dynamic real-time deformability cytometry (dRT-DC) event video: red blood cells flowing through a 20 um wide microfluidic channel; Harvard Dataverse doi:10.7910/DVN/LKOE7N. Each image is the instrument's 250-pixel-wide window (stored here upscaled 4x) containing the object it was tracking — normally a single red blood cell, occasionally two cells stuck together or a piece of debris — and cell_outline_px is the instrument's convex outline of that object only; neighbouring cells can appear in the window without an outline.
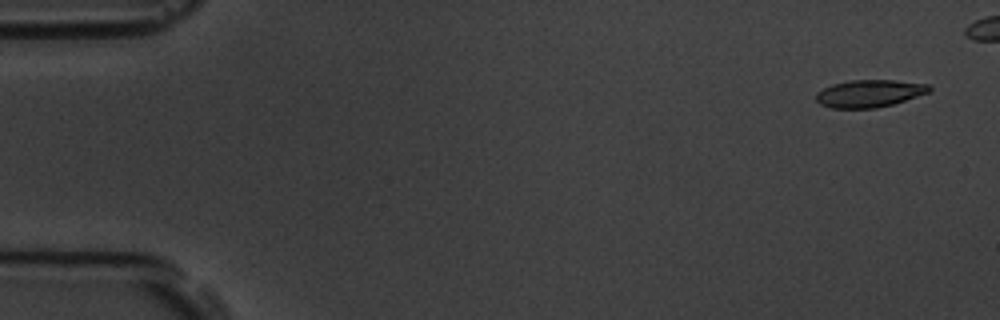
{"species": "common noctule bat (a hibernating species)", "species_latin": "Nyctalus noctula", "temperature_condition": "room temperature", "stored_images_in_passage": 5, "camera_frame_rate_fps": 3000, "um_per_image_px": 0.085, "animal": {"sex": "male", "body_mass_g": 19.5, "forearm_length_mm": 54.6}, "frame": {"image": 1, "passage_image": 1, "time_ms": 0.0, "image_size_px": [1000, 320], "cell_outline_px": [[932, 88], [928, 92], [892, 104], [876, 108], [832, 108], [820, 104], [816, 100], [816, 92], [832, 84], [852, 80], [892, 80], [928, 84]], "centroid_in_image_um": [73.86, 7.94], "position_along_channel_um": 11.1, "area_um2": 17.86}}
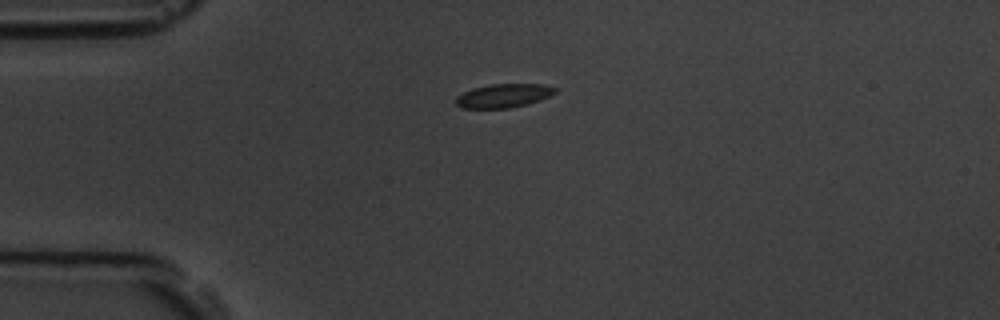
{"frame": {"image": 2, "passage_image": 5, "time_ms": 5.667, "image_size_px": [1000, 320], "cell_outline_px": [[556, 92], [540, 100], [528, 104], [508, 108], [460, 108], [456, 104], [456, 96], [472, 88], [488, 84], [544, 84], [556, 88]], "centroid_in_image_um": [42.78, 8.13], "position_along_channel_um": 42.2, "area_um2": 13.76}}